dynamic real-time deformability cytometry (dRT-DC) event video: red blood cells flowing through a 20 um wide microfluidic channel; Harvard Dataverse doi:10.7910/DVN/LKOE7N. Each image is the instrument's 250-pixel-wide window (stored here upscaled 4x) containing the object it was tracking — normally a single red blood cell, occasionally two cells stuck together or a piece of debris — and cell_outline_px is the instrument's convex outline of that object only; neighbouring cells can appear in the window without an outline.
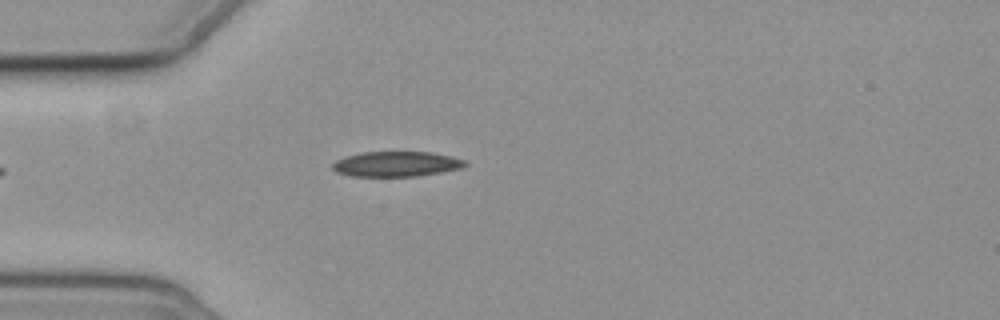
{"species": "common noctule bat (a hibernating species)", "species_latin": "Nyctalus noctula", "temperature_condition": "cold", "stored_images_in_passage": 4, "camera_frame_rate_fps": 3000, "um_per_image_px": 0.085, "animal": {"sex": "female", "body_mass_g": 19.3, "forearm_length_mm": 54.1}, "frame": {"image": 1, "passage_image": 4, "time_ms": 3.667, "image_size_px": [1000, 320], "cell_outline_px": [[468, 164], [464, 168], [416, 176], [352, 176], [336, 172], [332, 168], [332, 164], [336, 160], [344, 156], [364, 152], [432, 152], [452, 156], [464, 160]], "centroid_in_image_um": [33.7, 13.94], "position_along_channel_um": 51.3, "area_um2": 19.48}}